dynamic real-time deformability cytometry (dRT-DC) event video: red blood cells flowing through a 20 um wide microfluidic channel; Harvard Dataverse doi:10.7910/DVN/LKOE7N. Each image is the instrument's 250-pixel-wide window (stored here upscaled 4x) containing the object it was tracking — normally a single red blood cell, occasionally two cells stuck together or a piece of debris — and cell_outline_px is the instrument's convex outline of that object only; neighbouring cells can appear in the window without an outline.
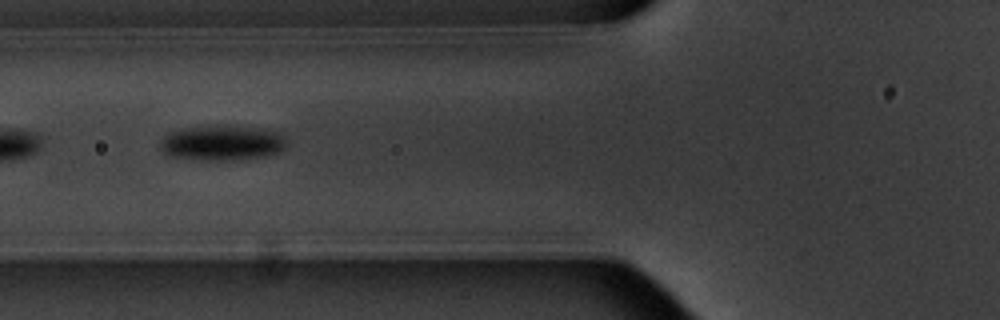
{"species": "common noctule bat (a hibernating species)", "species_latin": "Nyctalus noctula", "temperature_condition": "warm", "stored_images_in_passage": 6, "camera_frame_rate_fps": 3000, "um_per_image_px": 0.085, "animal": {"sex": "male", "body_mass_g": 20.1, "forearm_length_mm": 53.5}, "frame": {"image": 1, "passage_image": 2, "time_ms": 1.0, "image_size_px": [1000, 320], "cell_outline_px": [[284, 148], [276, 152], [264, 156], [236, 160], [208, 160], [168, 156], [160, 148], [160, 140], [168, 132], [184, 128], [220, 124], [228, 124], [264, 128], [280, 132], [284, 140]], "centroid_in_image_um": [18.85, 12.11], "position_along_channel_um": 107.0, "area_um2": 26.24}}
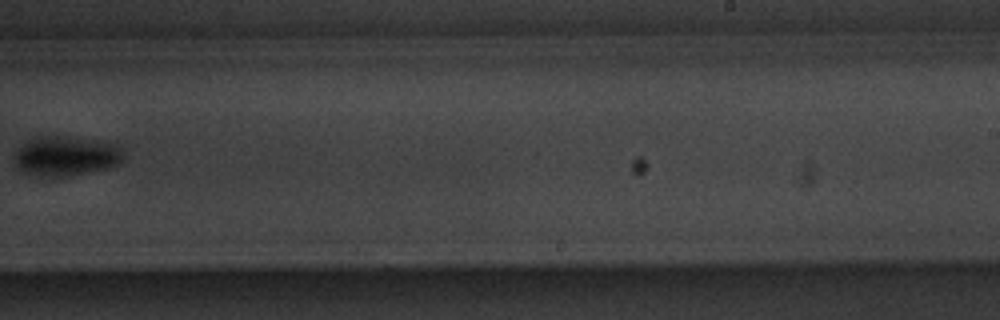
{"frame": {"image": 2, "passage_image": 6, "time_ms": 6.0, "image_size_px": [1000, 320], "cell_outline_px": [[120, 160], [116, 164], [108, 168], [60, 176], [52, 176], [24, 172], [16, 168], [12, 160], [12, 156], [24, 144], [32, 140], [48, 136], [60, 136], [96, 140], [116, 144], [120, 148]], "centroid_in_image_um": [5.55, 13.25], "position_along_channel_um": 283.5, "area_um2": 24.28}}